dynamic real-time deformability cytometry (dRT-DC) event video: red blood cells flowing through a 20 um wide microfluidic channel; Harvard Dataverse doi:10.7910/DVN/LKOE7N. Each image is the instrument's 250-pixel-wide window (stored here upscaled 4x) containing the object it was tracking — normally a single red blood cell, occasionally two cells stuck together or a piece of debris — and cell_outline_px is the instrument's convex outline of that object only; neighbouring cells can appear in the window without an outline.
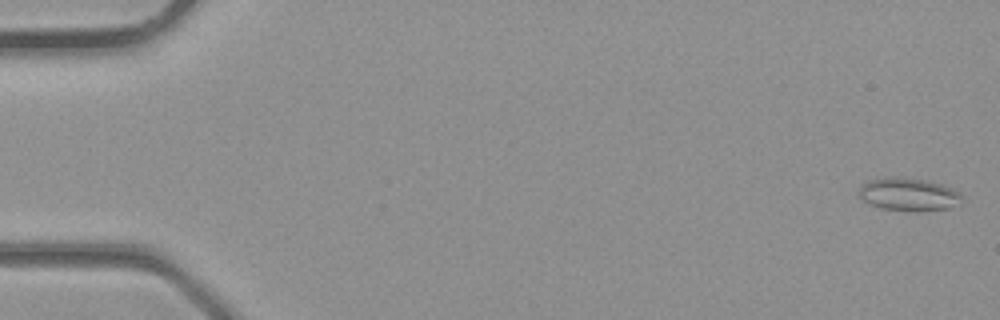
{"species": "common noctule bat (a hibernating species)", "species_latin": "Nyctalus noctula", "temperature_condition": "room temperature", "stored_images_in_passage": 3, "camera_frame_rate_fps": 3000, "um_per_image_px": 0.085, "animal": {"sex": "male", "body_mass_g": 23.1, "forearm_length_mm": 52.7}, "frame": {"image": 1, "passage_image": 1, "time_ms": 0.0, "image_size_px": [1000, 320], "cell_outline_px": [[964, 196], [960, 204], [948, 208], [916, 212], [880, 208], [860, 200], [860, 184], [868, 180], [888, 176], [896, 176], [924, 180], [940, 184], [960, 192]], "centroid_in_image_um": [77.21, 16.52], "position_along_channel_um": 7.8, "area_um2": 20.06}}
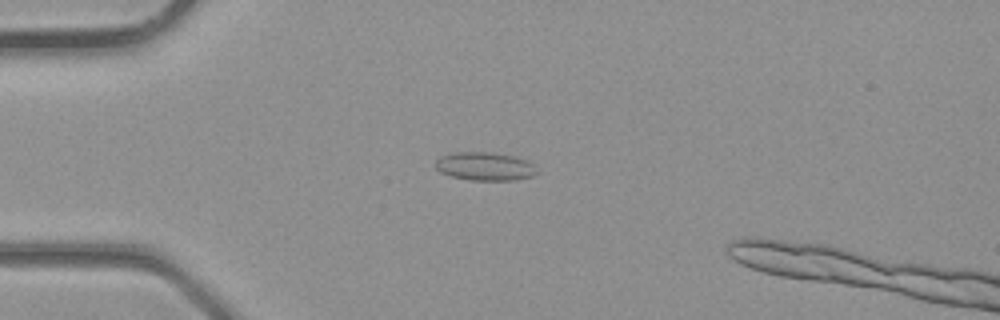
{"frame": {"image": 2, "passage_image": 3, "time_ms": 0.667, "image_size_px": [1000, 320], "cell_outline_px": [[536, 172], [532, 176], [516, 180], [468, 180], [452, 176], [440, 172], [436, 168], [436, 160], [440, 156], [452, 152], [488, 152], [512, 156], [528, 160], [532, 164]], "centroid_in_image_um": [41.18, 14.14], "position_along_channel_um": 43.8, "area_um2": 16.65}}